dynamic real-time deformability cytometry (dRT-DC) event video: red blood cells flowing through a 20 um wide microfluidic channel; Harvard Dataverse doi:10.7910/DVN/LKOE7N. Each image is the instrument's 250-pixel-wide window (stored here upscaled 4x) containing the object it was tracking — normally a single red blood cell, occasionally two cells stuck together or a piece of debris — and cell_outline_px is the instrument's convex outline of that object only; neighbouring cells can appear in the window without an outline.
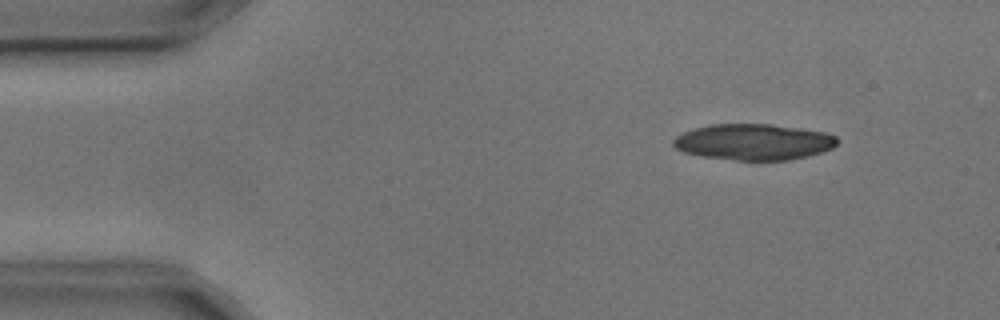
{"species": "common noctule bat (a hibernating species)", "species_latin": "Nyctalus noctula", "temperature_condition": "cold", "stored_images_in_passage": 7, "camera_frame_rate_fps": 3000, "um_per_image_px": 0.085, "animal": {"sex": "male", "body_mass_g": 17.9, "forearm_length_mm": 54.2}, "frame": {"image": 1, "passage_image": 1, "time_ms": 0.0, "image_size_px": [1000, 320], "cell_outline_px": [[840, 140], [832, 148], [808, 156], [788, 160], [736, 160], [700, 156], [684, 152], [676, 148], [672, 144], [672, 140], [676, 136], [684, 132], [696, 128], [712, 124], [768, 124], [800, 128], [824, 132], [836, 136]], "centroid_in_image_um": [64.06, 12.07], "position_along_channel_um": 20.9, "area_um2": 34.39}}
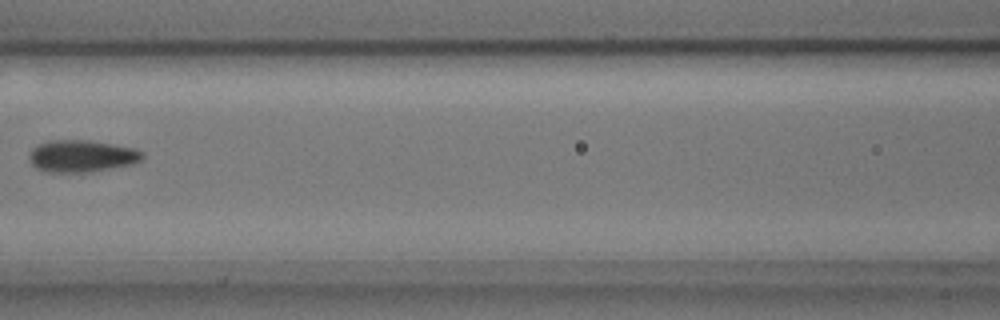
{"frame": {"image": 2, "passage_image": 6, "time_ms": 1.667, "image_size_px": [1000, 320], "cell_outline_px": [[144, 156], [140, 160], [132, 164], [92, 172], [44, 172], [36, 168], [32, 164], [28, 156], [32, 148], [40, 144], [52, 140], [88, 140], [136, 148], [144, 152]], "centroid_in_image_um": [6.95, 13.27], "position_along_channel_um": 159.6, "area_um2": 21.21}}
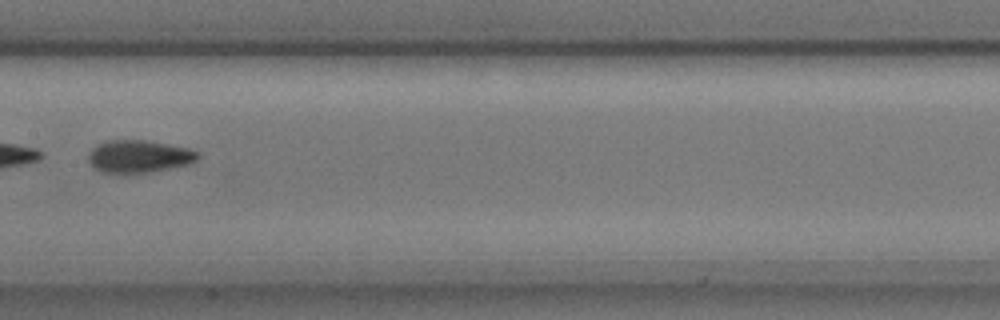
{"frame": {"image": 3, "passage_image": 7, "time_ms": 2.0, "image_size_px": [1000, 320], "cell_outline_px": [[200, 156], [196, 160], [188, 164], [148, 172], [124, 176], [100, 172], [92, 168], [88, 160], [88, 152], [96, 144], [104, 140], [144, 140], [168, 144], [188, 148], [200, 152]], "centroid_in_image_um": [11.72, 13.32], "position_along_channel_um": 195.7, "area_um2": 21.44}}